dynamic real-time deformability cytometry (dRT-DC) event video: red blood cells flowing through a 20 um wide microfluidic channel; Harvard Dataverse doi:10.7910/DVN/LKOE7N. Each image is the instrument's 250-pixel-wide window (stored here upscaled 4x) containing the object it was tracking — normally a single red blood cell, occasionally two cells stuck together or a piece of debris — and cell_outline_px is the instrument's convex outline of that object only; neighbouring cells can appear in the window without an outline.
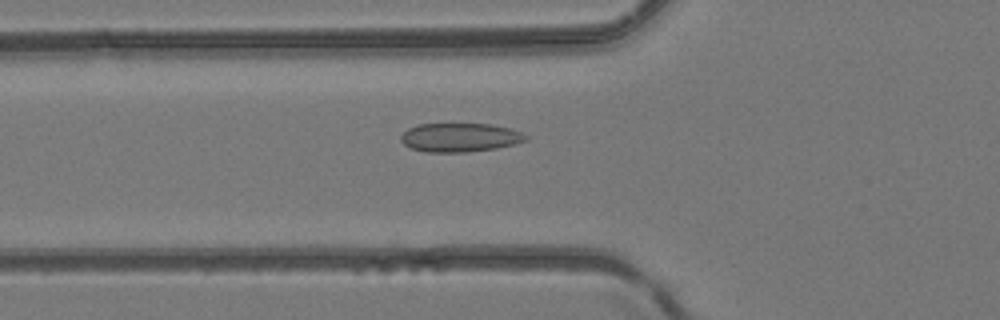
{"species": "common noctule bat (a hibernating species)", "species_latin": "Nyctalus noctula", "temperature_condition": "room temperature", "stored_images_in_passage": 43, "camera_frame_rate_fps": 3000, "um_per_image_px": 0.085, "animal": {"sex": "female", "body_mass_g": 24.6, "forearm_length_mm": 56.2}, "frame": {"image": 1, "passage_image": 14, "time_ms": 4.333, "image_size_px": [1000, 320], "cell_outline_px": [[528, 140], [516, 144], [496, 148], [468, 152], [424, 152], [412, 148], [404, 144], [400, 140], [400, 136], [408, 128], [416, 124], [492, 124], [508, 128], [520, 132], [528, 136]], "centroid_in_image_um": [39.09, 11.68], "position_along_channel_um": 86.7, "area_um2": 21.04}}
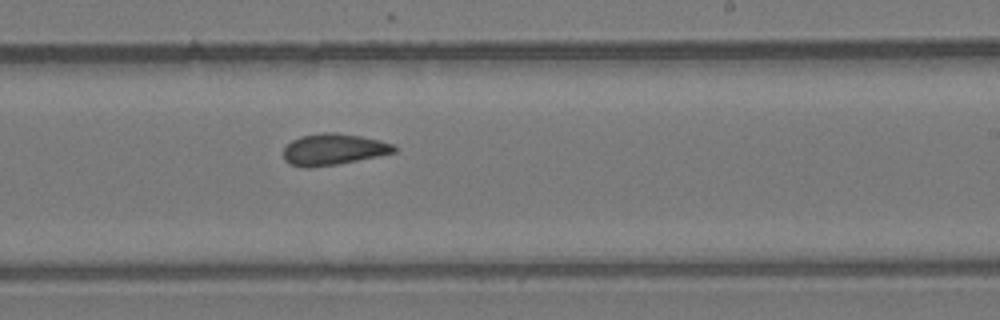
{"frame": {"image": 2, "passage_image": 26, "time_ms": 8.333, "image_size_px": [1000, 320], "cell_outline_px": [[396, 152], [336, 164], [308, 168], [304, 168], [292, 164], [284, 160], [284, 148], [292, 140], [300, 136], [324, 132], [332, 132], [360, 136], [380, 140], [392, 144], [396, 148]], "centroid_in_image_um": [28.31, 12.69], "position_along_channel_um": 260.7, "area_um2": 19.94}}
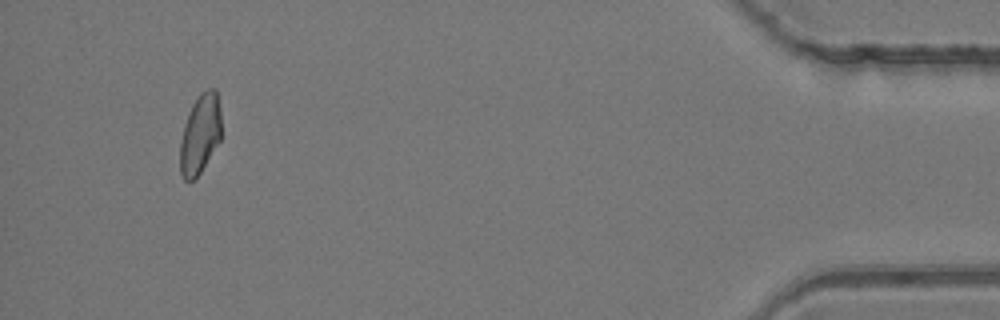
{"frame": {"image": 3, "passage_image": 42, "time_ms": 13.667, "image_size_px": [1000, 320], "cell_outline_px": [[220, 140], [196, 180], [184, 180], [180, 172], [180, 140], [184, 124], [188, 112], [196, 96], [200, 92], [208, 88], [216, 88], [220, 108]], "centroid_in_image_um": [16.99, 11.38], "position_along_channel_um": 418.2, "area_um2": 19.36}}